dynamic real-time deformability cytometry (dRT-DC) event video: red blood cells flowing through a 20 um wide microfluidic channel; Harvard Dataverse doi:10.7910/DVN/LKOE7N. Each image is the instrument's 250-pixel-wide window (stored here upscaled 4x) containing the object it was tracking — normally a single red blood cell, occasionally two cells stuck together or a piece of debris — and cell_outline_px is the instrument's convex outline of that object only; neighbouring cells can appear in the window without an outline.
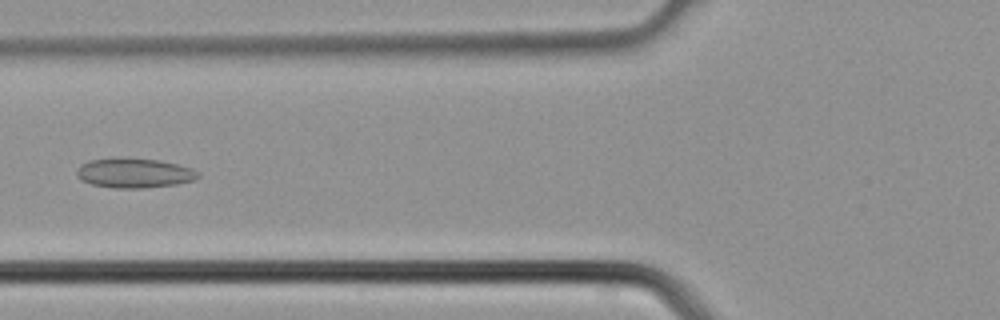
{"species": "common noctule bat (a hibernating species)", "species_latin": "Nyctalus noctula", "temperature_condition": "cold", "stored_images_in_passage": 4, "camera_frame_rate_fps": 3000, "um_per_image_px": 0.085, "animal": {"sex": "male", "body_mass_g": 21.5, "forearm_length_mm": 52.0}, "frame": {"image": 1, "passage_image": 4, "time_ms": 1.0, "image_size_px": [1000, 320], "cell_outline_px": [[200, 176], [196, 180], [176, 184], [144, 188], [116, 188], [92, 184], [80, 180], [76, 176], [76, 172], [80, 164], [88, 160], [124, 156], [160, 160], [192, 168], [200, 172]], "centroid_in_image_um": [11.4, 14.68], "position_along_channel_um": 114.4, "area_um2": 21.5}}